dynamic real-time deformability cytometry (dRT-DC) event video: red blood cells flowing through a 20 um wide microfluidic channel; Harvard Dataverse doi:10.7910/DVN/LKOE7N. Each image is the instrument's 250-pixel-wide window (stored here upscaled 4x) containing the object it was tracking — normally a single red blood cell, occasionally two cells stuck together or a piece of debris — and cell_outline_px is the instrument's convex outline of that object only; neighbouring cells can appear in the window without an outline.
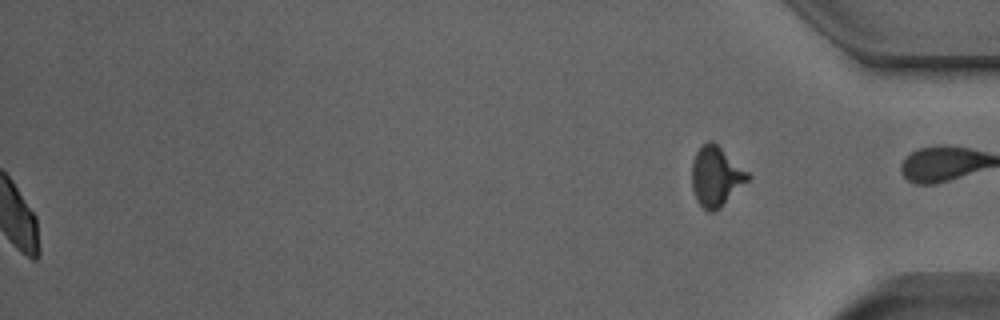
{"species": "Egyptian fruit bat (a non-hibernating species)", "species_latin": "Rousettus aegyptiacus", "temperature_condition": "room temperature", "stored_images_in_passage": 52, "segment_of_instrument_passage": [2, 2], "camera_frame_rate_fps": 3000, "um_per_image_px": 0.085, "animal": {"sex": "male"}, "frame": {"image": 1, "passage_image": 52, "time_ms": 17.0, "image_size_px": [1000, 320], "cell_outline_px": [[752, 176], [720, 208], [712, 212], [708, 212], [696, 200], [692, 188], [692, 160], [696, 152], [708, 140], [712, 140], [748, 172]], "centroid_in_image_um": [60.85, 15.0], "position_along_channel_um": 374.4, "area_um2": 19.31}}